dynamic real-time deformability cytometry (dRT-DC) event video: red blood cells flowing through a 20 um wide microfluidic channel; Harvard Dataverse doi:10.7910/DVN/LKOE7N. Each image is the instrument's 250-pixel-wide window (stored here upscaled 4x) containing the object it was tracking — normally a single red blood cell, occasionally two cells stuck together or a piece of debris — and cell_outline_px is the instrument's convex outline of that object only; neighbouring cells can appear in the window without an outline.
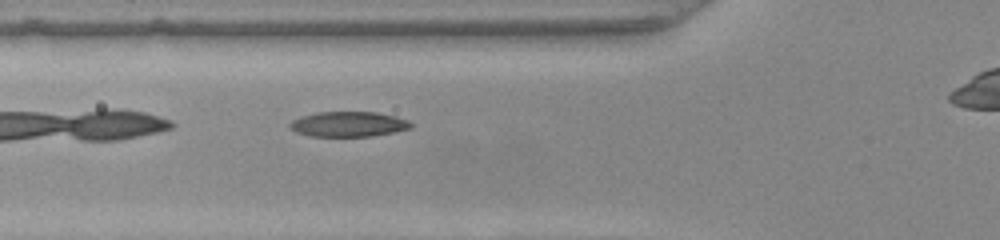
{"species": "common noctule bat (a hibernating species)", "species_latin": "Nyctalus noctula", "temperature_condition": "warm", "stored_images_in_passage": 21, "camera_frame_rate_fps": 3000, "um_per_image_px": 0.085, "animal": {"sex": "female", "body_mass_g": 22.0, "forearm_length_mm": 56.7}, "frame": {"image": 1, "passage_image": 4, "time_ms": 1.0, "image_size_px": [1000, 240], "cell_outline_px": [[412, 128], [372, 136], [308, 136], [296, 132], [288, 124], [292, 120], [300, 116], [320, 112], [376, 112], [396, 116], [408, 120], [412, 124]], "centroid_in_image_um": [29.62, 10.55], "position_along_channel_um": 96.2, "area_um2": 17.69}}
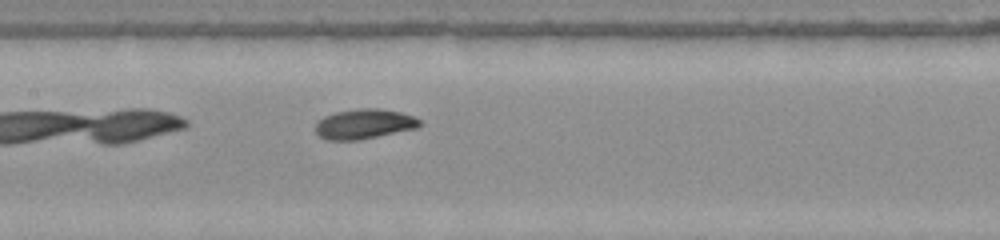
{"frame": {"image": 2, "passage_image": 10, "time_ms": 3.0, "image_size_px": [1000, 240], "cell_outline_px": [[420, 124], [416, 128], [360, 140], [328, 140], [320, 136], [316, 132], [316, 124], [324, 116], [336, 112], [360, 108], [380, 108], [400, 112], [412, 116], [420, 120]], "centroid_in_image_um": [30.95, 10.54], "position_along_channel_um": 176.5, "area_um2": 17.98}}
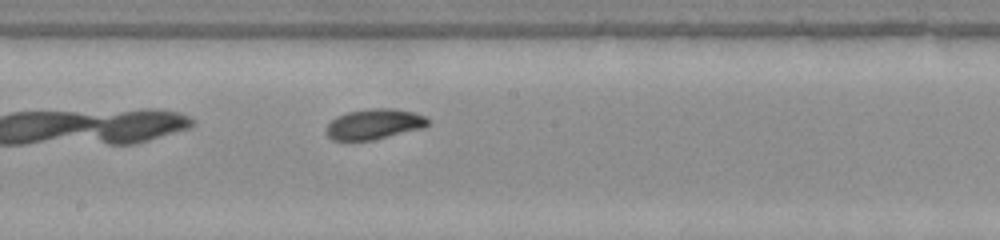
{"frame": {"image": 3, "passage_image": 13, "time_ms": 4.0, "image_size_px": [1000, 240], "cell_outline_px": [[428, 124], [424, 128], [372, 140], [332, 140], [328, 136], [328, 124], [336, 116], [348, 112], [368, 108], [392, 108], [412, 112], [424, 116], [428, 120]], "centroid_in_image_um": [31.81, 10.54], "position_along_channel_um": 216.4, "area_um2": 17.8}}